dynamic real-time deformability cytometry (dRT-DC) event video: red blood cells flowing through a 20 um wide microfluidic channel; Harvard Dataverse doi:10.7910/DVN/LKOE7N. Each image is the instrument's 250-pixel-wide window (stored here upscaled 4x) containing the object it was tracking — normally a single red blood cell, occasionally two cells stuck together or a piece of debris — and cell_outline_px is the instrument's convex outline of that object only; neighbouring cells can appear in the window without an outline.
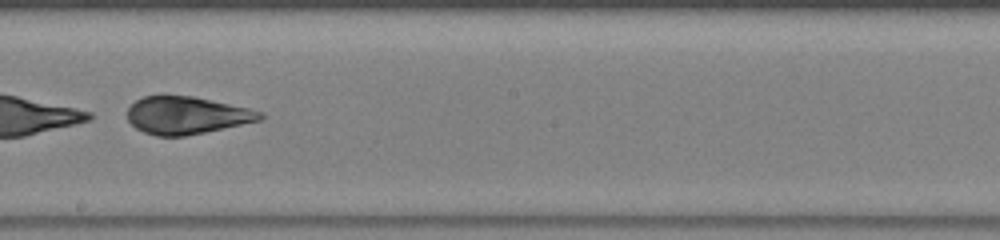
{"species": "human", "species_latin": "Homo sapiens", "temperature_condition": "warm", "stored_images_in_passage": 49, "segment_of_instrument_passage": [2, 2], "camera_frame_rate_fps": 3000, "um_per_image_px": 0.085, "donor": {"sex": "male"}, "frame": {"image": 1, "passage_image": 29, "time_ms": 9.333, "image_size_px": [1000, 240], "cell_outline_px": [[264, 116], [260, 120], [204, 132], [184, 136], [156, 136], [144, 132], [136, 128], [128, 120], [128, 108], [136, 100], [144, 96], [192, 96], [248, 108], [264, 112]], "centroid_in_image_um": [15.85, 9.8], "position_along_channel_um": 232.3, "area_um2": 28.61}}
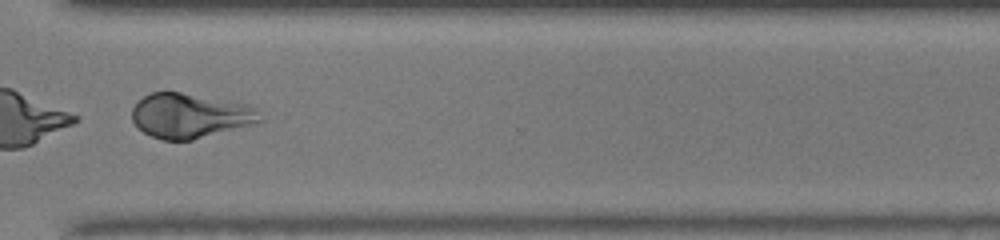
{"frame": {"image": 2, "passage_image": 38, "time_ms": 12.333, "image_size_px": [1000, 240], "cell_outline_px": [[264, 120], [252, 124], [192, 140], [160, 140], [136, 128], [132, 120], [132, 108], [144, 96], [152, 92], [180, 92], [248, 104], [256, 108]], "centroid_in_image_um": [16.14, 9.84], "position_along_channel_um": 354.5, "area_um2": 33.23}}